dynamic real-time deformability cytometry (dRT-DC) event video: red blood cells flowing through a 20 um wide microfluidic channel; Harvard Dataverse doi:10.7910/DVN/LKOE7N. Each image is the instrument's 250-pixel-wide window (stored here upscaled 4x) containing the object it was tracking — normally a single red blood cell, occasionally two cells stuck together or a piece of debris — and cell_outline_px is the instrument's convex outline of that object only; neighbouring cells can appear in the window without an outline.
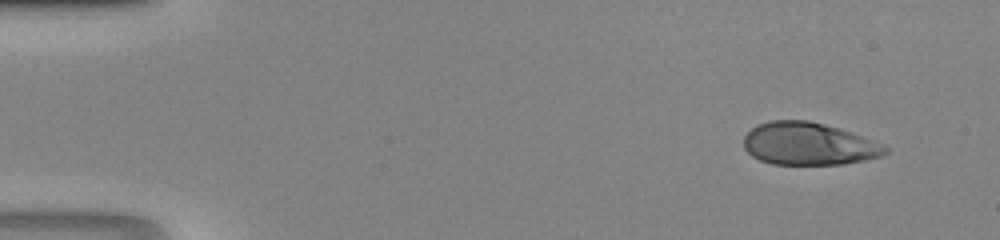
{"species": "human", "species_latin": "Homo sapiens", "temperature_condition": "room temperature", "stored_images_in_passage": 43, "camera_frame_rate_fps": 3000, "um_per_image_px": 0.085, "donor": {"sex": "male"}, "frame": {"image": 1, "passage_image": 1, "time_ms": 0.0, "image_size_px": [1000, 240], "cell_outline_px": [[892, 148], [888, 152], [880, 156], [864, 160], [844, 164], [772, 164], [760, 160], [752, 156], [744, 148], [744, 136], [756, 124], [772, 120], [808, 120], [824, 124], [852, 132], [884, 144]], "centroid_in_image_um": [68.76, 12.22], "position_along_channel_um": 16.2, "area_um2": 35.26}}
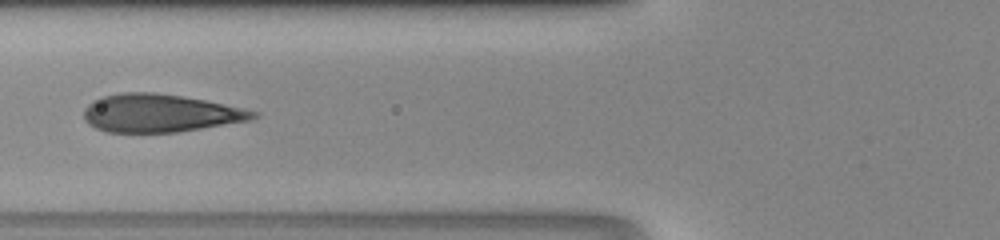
{"frame": {"image": 2, "passage_image": 16, "time_ms": 5.0, "image_size_px": [1000, 240], "cell_outline_px": [[260, 116], [248, 120], [180, 132], [108, 132], [96, 128], [88, 124], [84, 120], [84, 108], [92, 100], [100, 96], [124, 92], [152, 92], [180, 96], [204, 100], [260, 112]], "centroid_in_image_um": [13.55, 9.62], "position_along_channel_um": 112.2, "area_um2": 37.4}}
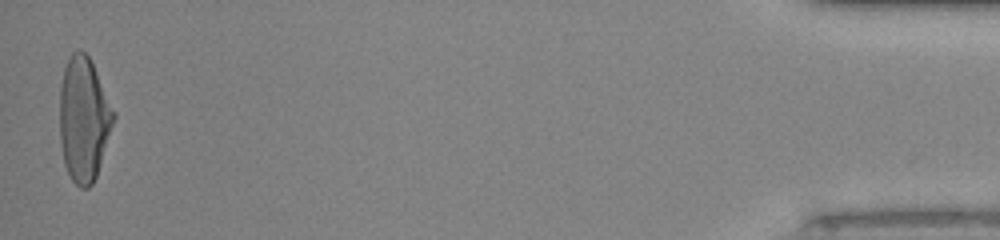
{"frame": {"image": 3, "passage_image": 43, "time_ms": 14.0, "image_size_px": [1000, 240], "cell_outline_px": [[116, 116], [96, 176], [92, 184], [88, 188], [80, 188], [72, 180], [64, 164], [60, 144], [60, 84], [64, 68], [68, 56], [72, 52], [84, 52], [88, 56], [116, 112]], "centroid_in_image_um": [7.11, 10.14], "position_along_channel_um": 428.1, "area_um2": 38.96}}